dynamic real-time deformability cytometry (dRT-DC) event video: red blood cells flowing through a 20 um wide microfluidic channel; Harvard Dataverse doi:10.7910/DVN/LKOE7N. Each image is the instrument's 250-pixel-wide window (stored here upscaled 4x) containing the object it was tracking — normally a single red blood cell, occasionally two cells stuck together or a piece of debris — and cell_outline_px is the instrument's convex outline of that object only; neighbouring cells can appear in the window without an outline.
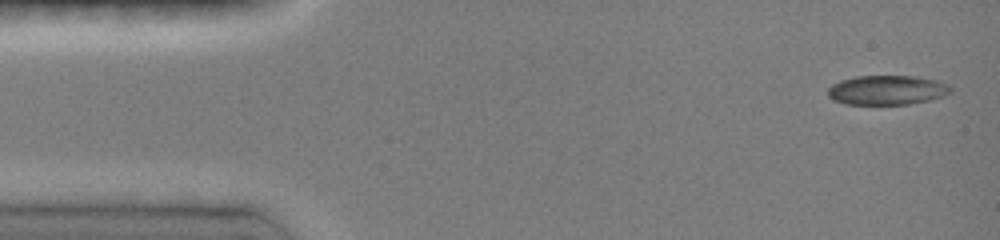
{"species": "common noctule bat (a hibernating species)", "species_latin": "Nyctalus noctula", "temperature_condition": "room temperature", "stored_images_in_passage": 26, "camera_frame_rate_fps": 3000, "um_per_image_px": 0.085, "animal": {"sex": "female", "body_mass_g": 19.0, "forearm_length_mm": 51.5}, "frame": {"image": 1, "passage_image": 1, "time_ms": 0.0, "image_size_px": [1000, 240], "cell_outline_px": [[952, 92], [944, 96], [932, 100], [908, 104], [844, 104], [832, 100], [828, 96], [828, 88], [832, 84], [840, 80], [856, 76], [916, 76], [936, 80], [948, 84], [952, 88]], "centroid_in_image_um": [75.41, 7.66], "position_along_channel_um": 9.6, "area_um2": 21.33}}
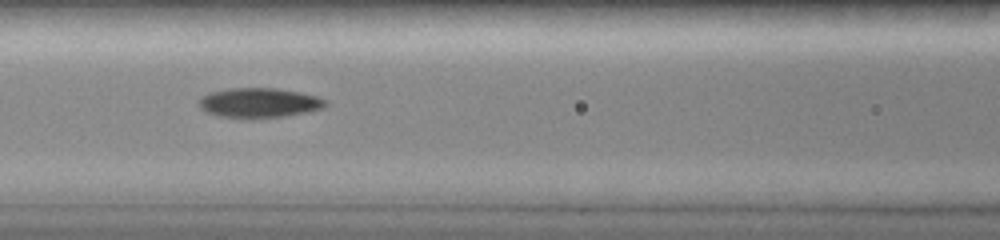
{"frame": {"image": 2, "passage_image": 15, "time_ms": 6.0, "image_size_px": [1000, 240], "cell_outline_px": [[328, 104], [324, 108], [308, 112], [288, 116], [252, 120], [216, 116], [200, 108], [200, 96], [208, 92], [228, 88], [276, 88], [300, 92], [316, 96], [324, 100]], "centroid_in_image_um": [22.01, 8.76], "position_along_channel_um": 144.6, "area_um2": 22.54}}
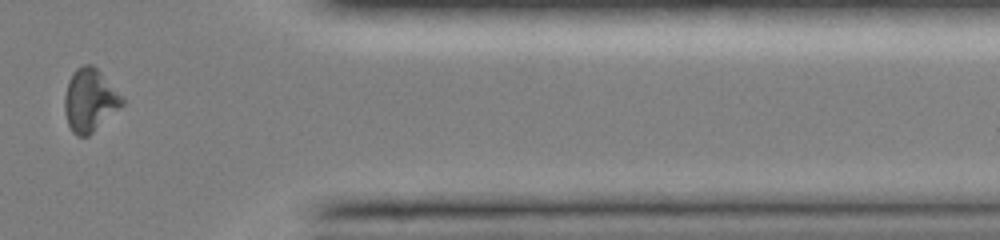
{"frame": {"image": 3, "passage_image": 24, "time_ms": 12.667, "image_size_px": [1000, 240], "cell_outline_px": [[124, 104], [120, 108], [88, 136], [76, 136], [72, 132], [68, 124], [64, 112], [64, 96], [68, 80], [76, 68], [84, 64], [92, 64], [100, 72], [124, 100]], "centroid_in_image_um": [7.59, 8.53], "position_along_channel_um": 403.8, "area_um2": 20.87}, "authors_computed_cell_mechanics": {"area_um2": 21.4149, "velocity_mm_per_s": 4.0445, "shape_relaxation_time_tau1_ms": 6.7358, "shape_relaxation_time_tau2_ms": null, "deformation_change_tau1": 0.1779, "deformation_change_tau2": null}}